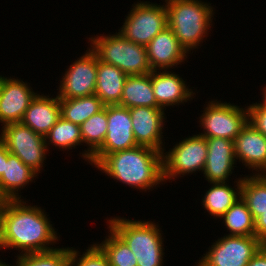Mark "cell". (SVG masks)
I'll return each instance as SVG.
<instances>
[{"mask_svg":"<svg viewBox=\"0 0 266 266\" xmlns=\"http://www.w3.org/2000/svg\"><path fill=\"white\" fill-rule=\"evenodd\" d=\"M20 199L8 200L2 217L0 248H18L24 254L53 250L46 245L58 240L40 207L25 206Z\"/></svg>","mask_w":266,"mask_h":266,"instance_id":"1","label":"cell"},{"mask_svg":"<svg viewBox=\"0 0 266 266\" xmlns=\"http://www.w3.org/2000/svg\"><path fill=\"white\" fill-rule=\"evenodd\" d=\"M162 156L163 152L138 145L107 154L96 167L124 184L144 190L164 181Z\"/></svg>","mask_w":266,"mask_h":266,"instance_id":"2","label":"cell"},{"mask_svg":"<svg viewBox=\"0 0 266 266\" xmlns=\"http://www.w3.org/2000/svg\"><path fill=\"white\" fill-rule=\"evenodd\" d=\"M168 27L180 45L188 52L195 48L212 22L213 9L198 0H165Z\"/></svg>","mask_w":266,"mask_h":266,"instance_id":"3","label":"cell"},{"mask_svg":"<svg viewBox=\"0 0 266 266\" xmlns=\"http://www.w3.org/2000/svg\"><path fill=\"white\" fill-rule=\"evenodd\" d=\"M109 221V228L135 254L137 266H162V235L155 223L132 221L117 217Z\"/></svg>","mask_w":266,"mask_h":266,"instance_id":"4","label":"cell"},{"mask_svg":"<svg viewBox=\"0 0 266 266\" xmlns=\"http://www.w3.org/2000/svg\"><path fill=\"white\" fill-rule=\"evenodd\" d=\"M90 39L93 44L91 49L98 60L118 67L127 76L144 75L152 71L146 47L125 39L120 33Z\"/></svg>","mask_w":266,"mask_h":266,"instance_id":"5","label":"cell"},{"mask_svg":"<svg viewBox=\"0 0 266 266\" xmlns=\"http://www.w3.org/2000/svg\"><path fill=\"white\" fill-rule=\"evenodd\" d=\"M166 27V6L141 2L134 5L119 33L125 39L146 47Z\"/></svg>","mask_w":266,"mask_h":266,"instance_id":"6","label":"cell"},{"mask_svg":"<svg viewBox=\"0 0 266 266\" xmlns=\"http://www.w3.org/2000/svg\"><path fill=\"white\" fill-rule=\"evenodd\" d=\"M0 136L11 154L35 172H39L47 152V141L44 136L35 133L21 122L3 126Z\"/></svg>","mask_w":266,"mask_h":266,"instance_id":"7","label":"cell"},{"mask_svg":"<svg viewBox=\"0 0 266 266\" xmlns=\"http://www.w3.org/2000/svg\"><path fill=\"white\" fill-rule=\"evenodd\" d=\"M263 245L256 236L227 235L212 245L197 266H247Z\"/></svg>","mask_w":266,"mask_h":266,"instance_id":"8","label":"cell"},{"mask_svg":"<svg viewBox=\"0 0 266 266\" xmlns=\"http://www.w3.org/2000/svg\"><path fill=\"white\" fill-rule=\"evenodd\" d=\"M202 114L201 125L204 133L198 134L205 138H225L234 141L248 123V109L212 101Z\"/></svg>","mask_w":266,"mask_h":266,"instance_id":"9","label":"cell"},{"mask_svg":"<svg viewBox=\"0 0 266 266\" xmlns=\"http://www.w3.org/2000/svg\"><path fill=\"white\" fill-rule=\"evenodd\" d=\"M163 153V180L204 170L207 159L206 138L197 135L186 138L167 153ZM173 177V178H172Z\"/></svg>","mask_w":266,"mask_h":266,"instance_id":"10","label":"cell"},{"mask_svg":"<svg viewBox=\"0 0 266 266\" xmlns=\"http://www.w3.org/2000/svg\"><path fill=\"white\" fill-rule=\"evenodd\" d=\"M107 135L103 145L92 155L91 164L96 166L107 154L138 146L133 130L130 111L118 104L107 105Z\"/></svg>","mask_w":266,"mask_h":266,"instance_id":"11","label":"cell"},{"mask_svg":"<svg viewBox=\"0 0 266 266\" xmlns=\"http://www.w3.org/2000/svg\"><path fill=\"white\" fill-rule=\"evenodd\" d=\"M97 55L89 49L66 71L59 88V99H72L95 94Z\"/></svg>","mask_w":266,"mask_h":266,"instance_id":"12","label":"cell"},{"mask_svg":"<svg viewBox=\"0 0 266 266\" xmlns=\"http://www.w3.org/2000/svg\"><path fill=\"white\" fill-rule=\"evenodd\" d=\"M35 94L23 81L0 76V122H21Z\"/></svg>","mask_w":266,"mask_h":266,"instance_id":"13","label":"cell"},{"mask_svg":"<svg viewBox=\"0 0 266 266\" xmlns=\"http://www.w3.org/2000/svg\"><path fill=\"white\" fill-rule=\"evenodd\" d=\"M132 130L135 140L140 146H147L163 152L162 128L164 111L161 107H134L129 108Z\"/></svg>","mask_w":266,"mask_h":266,"instance_id":"14","label":"cell"},{"mask_svg":"<svg viewBox=\"0 0 266 266\" xmlns=\"http://www.w3.org/2000/svg\"><path fill=\"white\" fill-rule=\"evenodd\" d=\"M207 159L204 174L208 182H225L235 164L234 141L225 138H206Z\"/></svg>","mask_w":266,"mask_h":266,"instance_id":"15","label":"cell"},{"mask_svg":"<svg viewBox=\"0 0 266 266\" xmlns=\"http://www.w3.org/2000/svg\"><path fill=\"white\" fill-rule=\"evenodd\" d=\"M152 71L171 68L184 61L187 51L180 45L173 31L166 27L146 46Z\"/></svg>","mask_w":266,"mask_h":266,"instance_id":"16","label":"cell"},{"mask_svg":"<svg viewBox=\"0 0 266 266\" xmlns=\"http://www.w3.org/2000/svg\"><path fill=\"white\" fill-rule=\"evenodd\" d=\"M234 147L235 159L266 174V137L249 122L234 139Z\"/></svg>","mask_w":266,"mask_h":266,"instance_id":"17","label":"cell"},{"mask_svg":"<svg viewBox=\"0 0 266 266\" xmlns=\"http://www.w3.org/2000/svg\"><path fill=\"white\" fill-rule=\"evenodd\" d=\"M36 95L27 108L21 123L45 137L61 117L59 98Z\"/></svg>","mask_w":266,"mask_h":266,"instance_id":"18","label":"cell"},{"mask_svg":"<svg viewBox=\"0 0 266 266\" xmlns=\"http://www.w3.org/2000/svg\"><path fill=\"white\" fill-rule=\"evenodd\" d=\"M151 84L157 104L163 109L165 106L187 102L193 95L182 78L166 70L162 73L151 71Z\"/></svg>","mask_w":266,"mask_h":266,"instance_id":"19","label":"cell"},{"mask_svg":"<svg viewBox=\"0 0 266 266\" xmlns=\"http://www.w3.org/2000/svg\"><path fill=\"white\" fill-rule=\"evenodd\" d=\"M36 174L31 167L11 154L4 143V172L0 178V196L8 200L20 199L16 192L27 185Z\"/></svg>","mask_w":266,"mask_h":266,"instance_id":"20","label":"cell"},{"mask_svg":"<svg viewBox=\"0 0 266 266\" xmlns=\"http://www.w3.org/2000/svg\"><path fill=\"white\" fill-rule=\"evenodd\" d=\"M95 95L105 105L120 103L127 75L118 67L97 60Z\"/></svg>","mask_w":266,"mask_h":266,"instance_id":"21","label":"cell"},{"mask_svg":"<svg viewBox=\"0 0 266 266\" xmlns=\"http://www.w3.org/2000/svg\"><path fill=\"white\" fill-rule=\"evenodd\" d=\"M118 105L128 109L139 106L160 107L154 96L151 72L144 75L127 76Z\"/></svg>","mask_w":266,"mask_h":266,"instance_id":"22","label":"cell"},{"mask_svg":"<svg viewBox=\"0 0 266 266\" xmlns=\"http://www.w3.org/2000/svg\"><path fill=\"white\" fill-rule=\"evenodd\" d=\"M59 102L61 117L79 126L105 107V104L95 94L72 99H59Z\"/></svg>","mask_w":266,"mask_h":266,"instance_id":"23","label":"cell"},{"mask_svg":"<svg viewBox=\"0 0 266 266\" xmlns=\"http://www.w3.org/2000/svg\"><path fill=\"white\" fill-rule=\"evenodd\" d=\"M242 179L237 182V191L225 182H213V186L206 192L203 206L211 216L221 217L239 198H241Z\"/></svg>","mask_w":266,"mask_h":266,"instance_id":"24","label":"cell"},{"mask_svg":"<svg viewBox=\"0 0 266 266\" xmlns=\"http://www.w3.org/2000/svg\"><path fill=\"white\" fill-rule=\"evenodd\" d=\"M107 105L80 125L81 137L90 146L82 155L91 162L92 155L103 145L107 135Z\"/></svg>","mask_w":266,"mask_h":266,"instance_id":"25","label":"cell"},{"mask_svg":"<svg viewBox=\"0 0 266 266\" xmlns=\"http://www.w3.org/2000/svg\"><path fill=\"white\" fill-rule=\"evenodd\" d=\"M242 178L241 198L255 220L266 211V175L259 174Z\"/></svg>","mask_w":266,"mask_h":266,"instance_id":"26","label":"cell"},{"mask_svg":"<svg viewBox=\"0 0 266 266\" xmlns=\"http://www.w3.org/2000/svg\"><path fill=\"white\" fill-rule=\"evenodd\" d=\"M220 218L224 219L229 235L255 236V221L246 203L239 198Z\"/></svg>","mask_w":266,"mask_h":266,"instance_id":"27","label":"cell"},{"mask_svg":"<svg viewBox=\"0 0 266 266\" xmlns=\"http://www.w3.org/2000/svg\"><path fill=\"white\" fill-rule=\"evenodd\" d=\"M110 236L97 244L108 258L110 266H137V258L128 245L110 229Z\"/></svg>","mask_w":266,"mask_h":266,"instance_id":"28","label":"cell"},{"mask_svg":"<svg viewBox=\"0 0 266 266\" xmlns=\"http://www.w3.org/2000/svg\"><path fill=\"white\" fill-rule=\"evenodd\" d=\"M49 140L53 145L64 149H71L83 142L80 126L60 117L56 124L45 135V140Z\"/></svg>","mask_w":266,"mask_h":266,"instance_id":"29","label":"cell"},{"mask_svg":"<svg viewBox=\"0 0 266 266\" xmlns=\"http://www.w3.org/2000/svg\"><path fill=\"white\" fill-rule=\"evenodd\" d=\"M16 266H70V248L21 254Z\"/></svg>","mask_w":266,"mask_h":266,"instance_id":"30","label":"cell"},{"mask_svg":"<svg viewBox=\"0 0 266 266\" xmlns=\"http://www.w3.org/2000/svg\"><path fill=\"white\" fill-rule=\"evenodd\" d=\"M78 256L77 251L70 249V266H110L107 256L96 244L87 249L79 261Z\"/></svg>","mask_w":266,"mask_h":266,"instance_id":"31","label":"cell"},{"mask_svg":"<svg viewBox=\"0 0 266 266\" xmlns=\"http://www.w3.org/2000/svg\"><path fill=\"white\" fill-rule=\"evenodd\" d=\"M247 109L248 122L266 137V107L256 103Z\"/></svg>","mask_w":266,"mask_h":266,"instance_id":"32","label":"cell"},{"mask_svg":"<svg viewBox=\"0 0 266 266\" xmlns=\"http://www.w3.org/2000/svg\"><path fill=\"white\" fill-rule=\"evenodd\" d=\"M255 236L266 244V211L262 212L255 220Z\"/></svg>","mask_w":266,"mask_h":266,"instance_id":"33","label":"cell"},{"mask_svg":"<svg viewBox=\"0 0 266 266\" xmlns=\"http://www.w3.org/2000/svg\"><path fill=\"white\" fill-rule=\"evenodd\" d=\"M247 266H266V244L258 250Z\"/></svg>","mask_w":266,"mask_h":266,"instance_id":"34","label":"cell"},{"mask_svg":"<svg viewBox=\"0 0 266 266\" xmlns=\"http://www.w3.org/2000/svg\"><path fill=\"white\" fill-rule=\"evenodd\" d=\"M4 172V142L0 139V178Z\"/></svg>","mask_w":266,"mask_h":266,"instance_id":"35","label":"cell"},{"mask_svg":"<svg viewBox=\"0 0 266 266\" xmlns=\"http://www.w3.org/2000/svg\"><path fill=\"white\" fill-rule=\"evenodd\" d=\"M8 199L0 196V236H1V230H2V217H3V212L6 206Z\"/></svg>","mask_w":266,"mask_h":266,"instance_id":"36","label":"cell"},{"mask_svg":"<svg viewBox=\"0 0 266 266\" xmlns=\"http://www.w3.org/2000/svg\"><path fill=\"white\" fill-rule=\"evenodd\" d=\"M264 100H263V103H261L262 106L266 107V89L264 90V96H263Z\"/></svg>","mask_w":266,"mask_h":266,"instance_id":"37","label":"cell"},{"mask_svg":"<svg viewBox=\"0 0 266 266\" xmlns=\"http://www.w3.org/2000/svg\"><path fill=\"white\" fill-rule=\"evenodd\" d=\"M0 266H9V265H6L5 263L3 264V262L0 261Z\"/></svg>","mask_w":266,"mask_h":266,"instance_id":"38","label":"cell"}]
</instances>
